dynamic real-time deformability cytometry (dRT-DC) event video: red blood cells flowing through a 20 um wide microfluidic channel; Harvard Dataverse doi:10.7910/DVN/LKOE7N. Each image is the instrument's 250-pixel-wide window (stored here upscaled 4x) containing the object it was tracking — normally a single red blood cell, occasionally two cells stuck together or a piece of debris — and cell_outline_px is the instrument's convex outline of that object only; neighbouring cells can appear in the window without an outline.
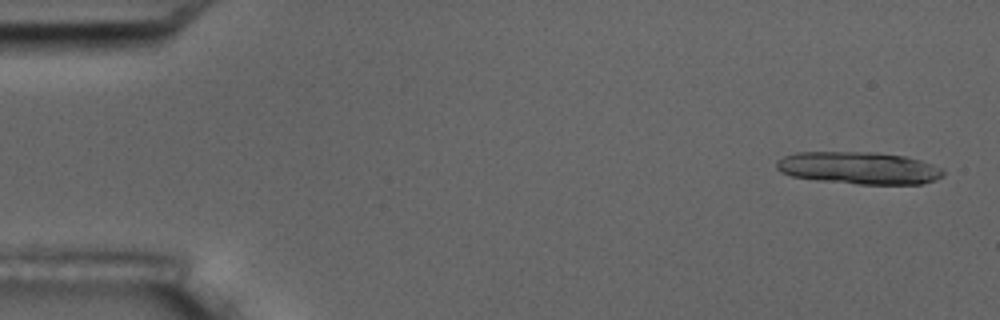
{"species": "common noctule bat (a hibernating species)", "species_latin": "Nyctalus noctula", "temperature_condition": "room temperature", "stored_images_in_passage": 6, "segment_of_instrument_passage": [1, 2], "camera_frame_rate_fps": 3000, "um_per_image_px": 0.085, "animal": {"sex": "male", "body_mass_g": 17.5, "forearm_length_mm": 52.3}, "frame": {"image": 1, "passage_image": 1, "time_ms": 0.0, "image_size_px": [1000, 320], "cell_outline_px": [[944, 176], [936, 180], [920, 184], [856, 184], [816, 180], [792, 176], [780, 172], [776, 168], [776, 160], [784, 156], [796, 152], [876, 152], [904, 156], [920, 160], [940, 168], [944, 172]], "centroid_in_image_um": [72.98, 14.28], "position_along_channel_um": 12.0, "area_um2": 31.5}}